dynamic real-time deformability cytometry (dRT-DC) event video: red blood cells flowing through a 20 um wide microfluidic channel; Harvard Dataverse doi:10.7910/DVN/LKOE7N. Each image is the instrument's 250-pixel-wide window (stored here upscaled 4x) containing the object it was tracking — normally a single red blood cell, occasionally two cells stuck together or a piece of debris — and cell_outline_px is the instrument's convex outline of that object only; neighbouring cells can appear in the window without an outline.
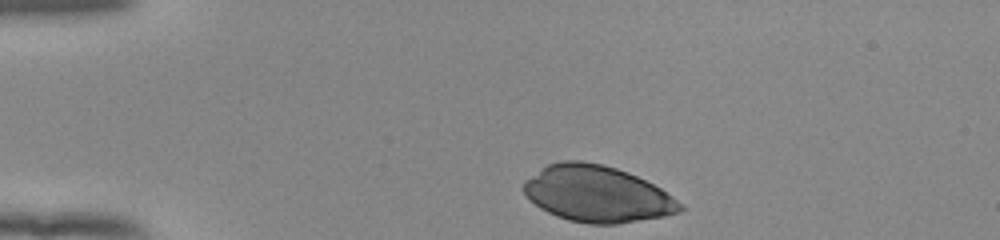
{"species": "human", "species_latin": "Homo sapiens", "temperature_condition": "room temperature", "stored_images_in_passage": 34, "camera_frame_rate_fps": 3000, "um_per_image_px": 0.085, "donor": {"sex": "female"}, "frame": {"image": 1, "passage_image": 1, "time_ms": 0.0, "image_size_px": [1000, 240], "cell_outline_px": [[684, 208], [680, 212], [664, 216], [616, 224], [588, 224], [568, 220], [556, 216], [540, 208], [524, 192], [524, 180], [548, 164], [560, 160], [580, 160], [604, 164], [628, 172], [660, 188], [684, 204]], "centroid_in_image_um": [50.77, 16.48], "position_along_channel_um": 34.2, "area_um2": 51.21}}
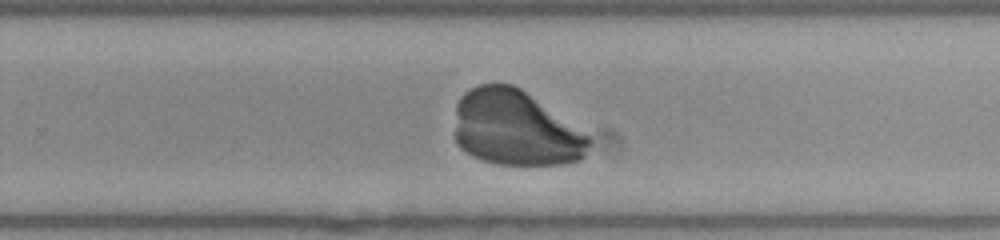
{"frame": {"image": 2, "passage_image": 25, "time_ms": 8.0, "image_size_px": [1000, 240], "cell_outline_px": [[592, 140], [584, 156], [580, 160], [564, 164], [496, 164], [472, 156], [460, 148], [456, 144], [456, 104], [460, 96], [464, 92], [480, 84], [512, 84], [520, 88], [588, 136]], "centroid_in_image_um": [43.77, 10.91], "position_along_channel_um": 286.0, "area_um2": 58.38}}
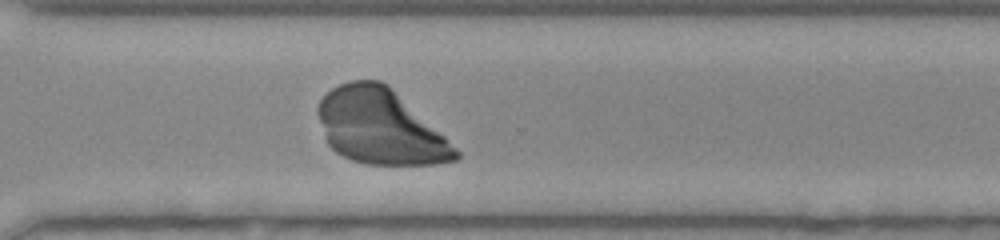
{"frame": {"image": 3, "passage_image": 29, "time_ms": 9.333, "image_size_px": [1000, 240], "cell_outline_px": [[460, 156], [456, 160], [436, 164], [368, 164], [352, 160], [336, 152], [328, 144], [324, 136], [316, 112], [316, 108], [320, 100], [332, 88], [348, 80], [380, 80], [444, 136], [460, 152]], "centroid_in_image_um": [32.26, 10.79], "position_along_channel_um": 338.3, "area_um2": 59.13}}